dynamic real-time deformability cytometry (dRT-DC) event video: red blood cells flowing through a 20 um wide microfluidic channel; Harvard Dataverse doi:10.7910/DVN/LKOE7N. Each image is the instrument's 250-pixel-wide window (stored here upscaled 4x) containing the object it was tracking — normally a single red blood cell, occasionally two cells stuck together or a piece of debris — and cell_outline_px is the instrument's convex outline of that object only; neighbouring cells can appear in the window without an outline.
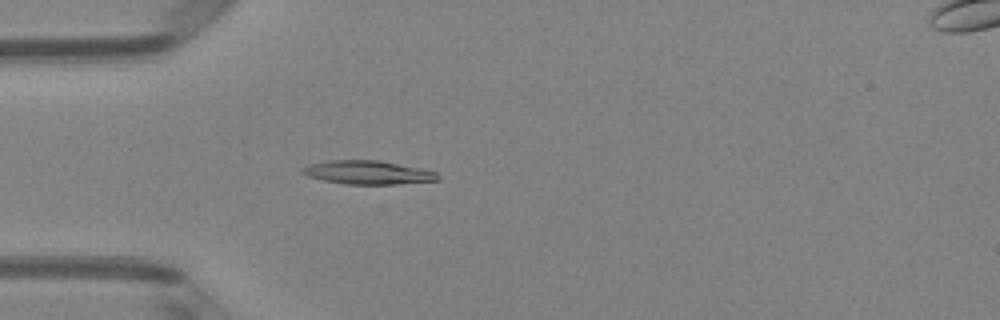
{"species": "Egyptian fruit bat (a non-hibernating species)", "species_latin": "Rousettus aegyptiacus", "temperature_condition": "room temperature", "stored_images_in_passage": 47, "camera_frame_rate_fps": 3000, "um_per_image_px": 0.085, "animal": {"sex": "female"}, "frame": {"image": 1, "passage_image": 11, "time_ms": 3.333, "image_size_px": [1000, 320], "cell_outline_px": [[440, 180], [400, 184], [344, 184], [324, 180], [308, 176], [300, 172], [300, 168], [308, 164], [324, 160], [376, 160], [420, 168], [436, 172], [440, 176]], "centroid_in_image_um": [31.23, 14.66], "position_along_channel_um": 53.8, "area_um2": 18.73}}
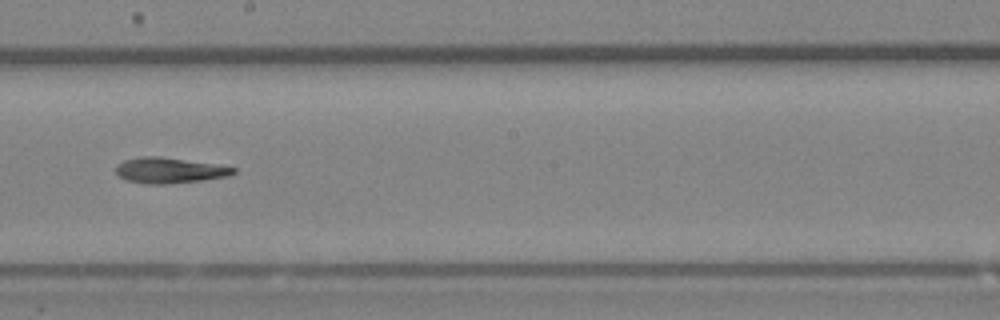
{"frame": {"image": 2, "passage_image": 25, "time_ms": 8.0, "image_size_px": [1000, 320], "cell_outline_px": [[236, 172], [228, 176], [204, 180], [164, 184], [144, 184], [124, 180], [116, 172], [116, 164], [124, 160], [140, 156], [160, 156], [220, 164], [236, 168]], "centroid_in_image_um": [14.4, 14.47], "position_along_channel_um": 233.8, "area_um2": 17.86}}
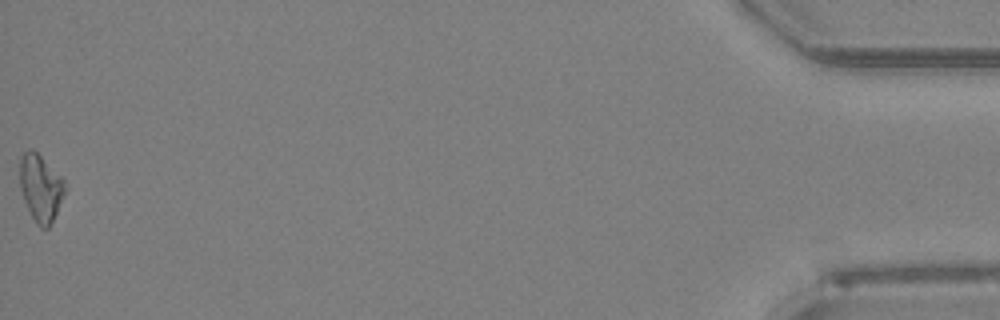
{"frame": {"image": 3, "passage_image": 47, "time_ms": 15.333, "image_size_px": [1000, 320], "cell_outline_px": [[68, 188], [48, 228], [40, 228], [36, 224], [24, 200], [20, 188], [20, 156], [28, 148], [32, 148], [64, 180]], "centroid_in_image_um": [3.45, 15.96], "position_along_channel_um": 431.7, "area_um2": 17.46}, "authors_computed_cell_mechanics": {"area_um2": 17.4556, "velocity_mm_per_s": 4.0317, "shape_relaxation_time_tau1_ms": 4.3041, "shape_relaxation_time_tau2_ms": 10.9494, "deformation_change_tau1": 0.1665, "deformation_change_tau2": 0.2627}}